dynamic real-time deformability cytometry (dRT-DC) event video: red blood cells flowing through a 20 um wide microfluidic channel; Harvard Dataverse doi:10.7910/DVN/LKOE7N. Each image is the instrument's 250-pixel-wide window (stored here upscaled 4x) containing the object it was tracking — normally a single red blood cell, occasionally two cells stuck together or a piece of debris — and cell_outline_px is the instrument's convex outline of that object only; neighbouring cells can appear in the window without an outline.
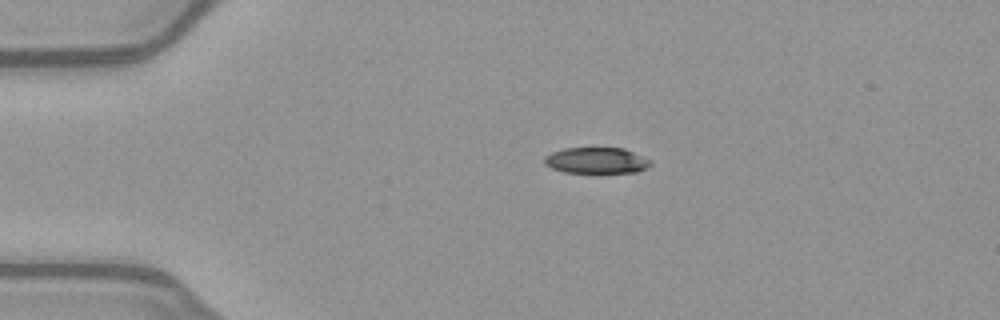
{"species": "common noctule bat (a hibernating species)", "species_latin": "Nyctalus noctula", "temperature_condition": "warm", "stored_images_in_passage": 41, "camera_frame_rate_fps": 3000, "um_per_image_px": 0.085, "animal": {"sex": "female", "body_mass_g": 21.9}, "frame": {"image": 1, "passage_image": 1, "time_ms": 0.0, "image_size_px": [1000, 320], "cell_outline_px": [[652, 164], [648, 168], [636, 172], [564, 172], [552, 168], [544, 164], [544, 156], [552, 152], [564, 148], [624, 148], [652, 160]], "centroid_in_image_um": [50.72, 13.63], "position_along_channel_um": 34.3, "area_um2": 16.13}}
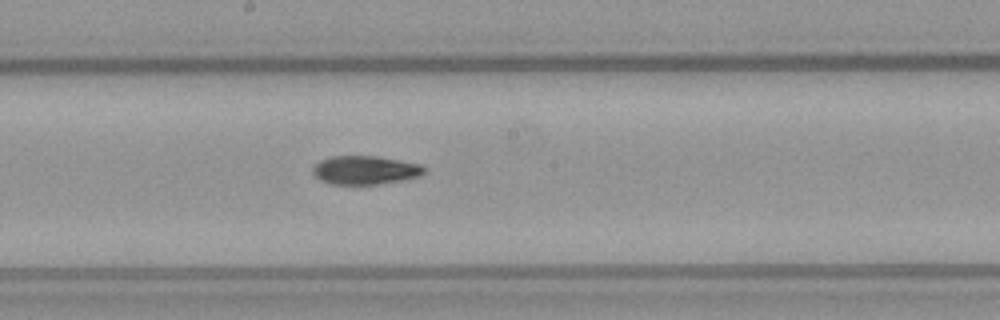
{"frame": {"image": 2, "passage_image": 18, "time_ms": 5.667, "image_size_px": [1000, 320], "cell_outline_px": [[428, 168], [420, 176], [400, 180], [376, 184], [328, 184], [320, 180], [312, 172], [312, 168], [320, 160], [332, 156], [376, 156], [400, 160], [420, 164]], "centroid_in_image_um": [31.03, 14.45], "position_along_channel_um": 217.2, "area_um2": 18.55}}
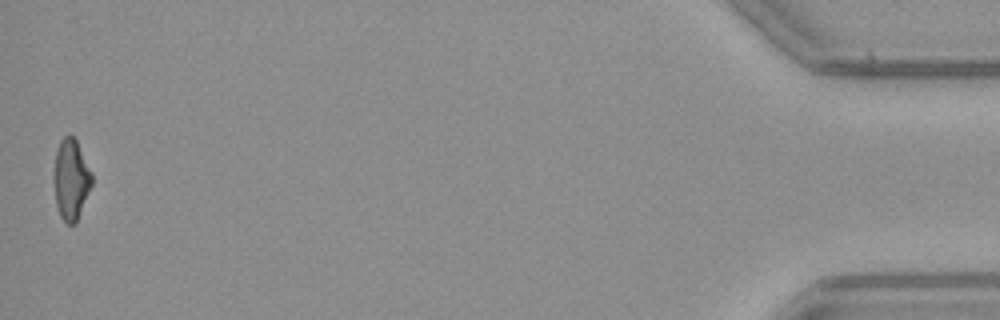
{"frame": {"image": 3, "passage_image": 41, "time_ms": 13.333, "image_size_px": [1000, 320], "cell_outline_px": [[92, 184], [76, 224], [68, 224], [60, 216], [56, 204], [52, 176], [52, 172], [56, 152], [60, 140], [64, 136], [72, 136], [76, 140], [92, 172]], "centroid_in_image_um": [6.01, 15.26], "position_along_channel_um": 429.2, "area_um2": 18.03}, "authors_computed_cell_mechanics": {"area_um2": 18.5538, "velocity_mm_per_s": 4.0339, "shape_relaxation_time_tau1_ms": 8.3735, "shape_relaxation_time_tau2_ms": 7.7439, "deformation_change_tau1": 0.2173, "deformation_change_tau2": 0.1722}}